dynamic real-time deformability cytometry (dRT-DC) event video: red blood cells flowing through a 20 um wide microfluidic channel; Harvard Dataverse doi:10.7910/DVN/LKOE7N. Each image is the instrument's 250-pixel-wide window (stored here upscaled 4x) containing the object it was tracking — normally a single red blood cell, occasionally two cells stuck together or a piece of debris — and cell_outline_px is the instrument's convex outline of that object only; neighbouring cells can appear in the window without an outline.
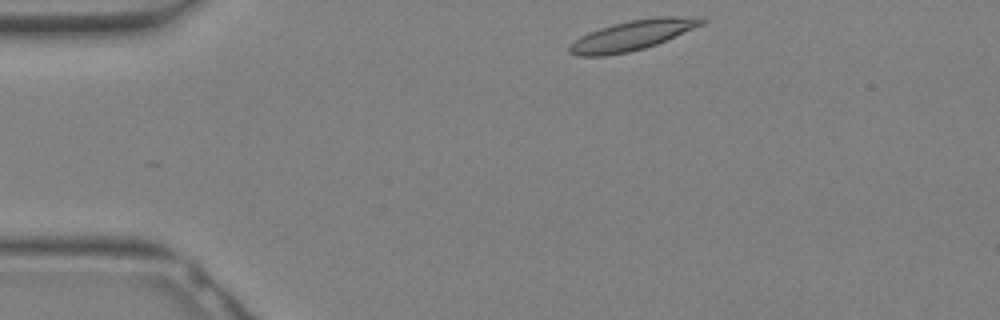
{"species": "Egyptian fruit bat (a non-hibernating species)", "species_latin": "Rousettus aegyptiacus", "temperature_condition": "warm", "stored_images_in_passage": 18, "camera_frame_rate_fps": 3000, "um_per_image_px": 0.085, "animal": {"sex": "female"}, "frame": {"image": 1, "passage_image": 1, "time_ms": 0.0, "image_size_px": [1000, 320], "cell_outline_px": [[708, 20], [704, 24], [656, 44], [644, 48], [628, 52], [604, 56], [580, 56], [568, 52], [568, 48], [580, 36], [588, 32], [600, 28], [632, 20], [656, 16], [700, 16]], "centroid_in_image_um": [53.8, 2.99], "position_along_channel_um": 31.2, "area_um2": 22.95}}
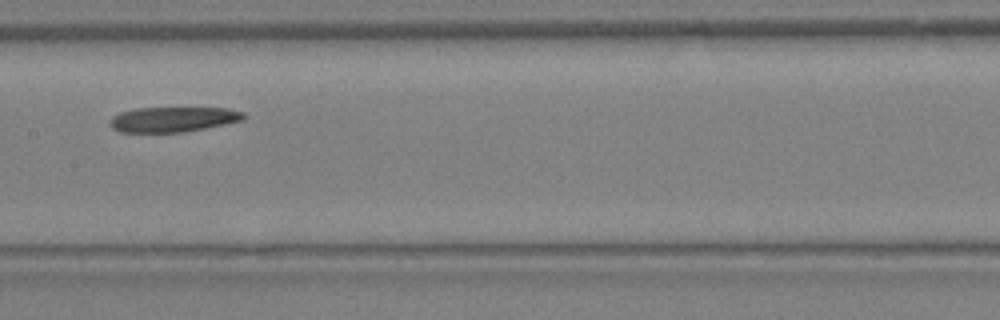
{"frame": {"image": 2, "passage_image": 11, "time_ms": 3.333, "image_size_px": [1000, 320], "cell_outline_px": [[244, 120], [184, 132], [120, 132], [112, 128], [108, 124], [112, 116], [120, 112], [136, 108], [228, 108], [244, 112]], "centroid_in_image_um": [14.68, 10.14], "position_along_channel_um": 192.7, "area_um2": 19.54}}
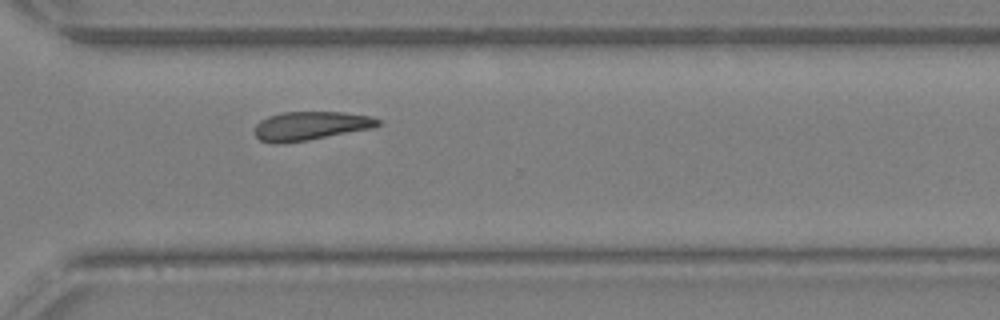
{"frame": {"image": 3, "passage_image": 18, "time_ms": 5.667, "image_size_px": [1000, 320], "cell_outline_px": [[380, 124], [372, 128], [308, 140], [284, 144], [272, 144], [260, 140], [256, 136], [256, 124], [260, 120], [268, 116], [284, 112], [344, 112], [372, 116], [380, 120]], "centroid_in_image_um": [26.38, 10.7], "position_along_channel_um": 344.2, "area_um2": 20.69}}